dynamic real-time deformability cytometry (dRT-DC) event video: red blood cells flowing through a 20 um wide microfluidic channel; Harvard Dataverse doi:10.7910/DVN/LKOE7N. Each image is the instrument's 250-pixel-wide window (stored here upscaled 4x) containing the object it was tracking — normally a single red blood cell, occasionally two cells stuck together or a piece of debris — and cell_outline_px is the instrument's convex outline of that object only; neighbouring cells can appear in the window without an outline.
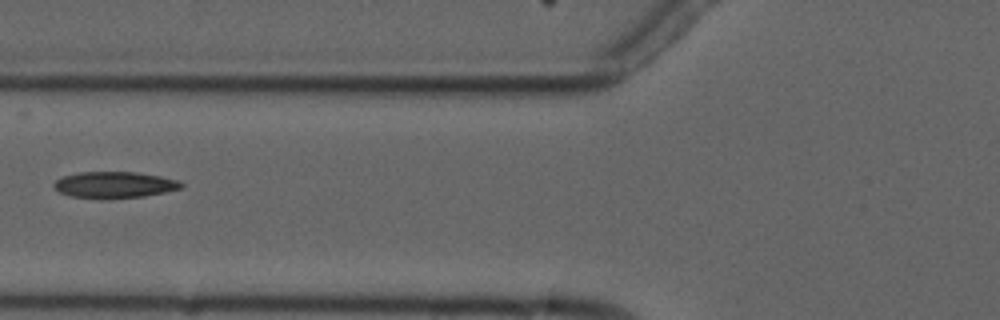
{"species": "common noctule bat (a hibernating species)", "species_latin": "Nyctalus noctula", "temperature_condition": "cold", "stored_images_in_passage": 9, "camera_frame_rate_fps": 3000, "um_per_image_px": 0.085, "animal": {"sex": "male", "forearm_length_mm": 52.5}, "frame": {"image": 1, "passage_image": 7, "time_ms": 7.0, "image_size_px": [1000, 320], "cell_outline_px": [[184, 188], [144, 196], [68, 196], [52, 188], [52, 184], [60, 176], [80, 172], [136, 172], [160, 176], [176, 180], [184, 184]], "centroid_in_image_um": [9.71, 15.66], "position_along_channel_um": 116.1, "area_um2": 18.9}}